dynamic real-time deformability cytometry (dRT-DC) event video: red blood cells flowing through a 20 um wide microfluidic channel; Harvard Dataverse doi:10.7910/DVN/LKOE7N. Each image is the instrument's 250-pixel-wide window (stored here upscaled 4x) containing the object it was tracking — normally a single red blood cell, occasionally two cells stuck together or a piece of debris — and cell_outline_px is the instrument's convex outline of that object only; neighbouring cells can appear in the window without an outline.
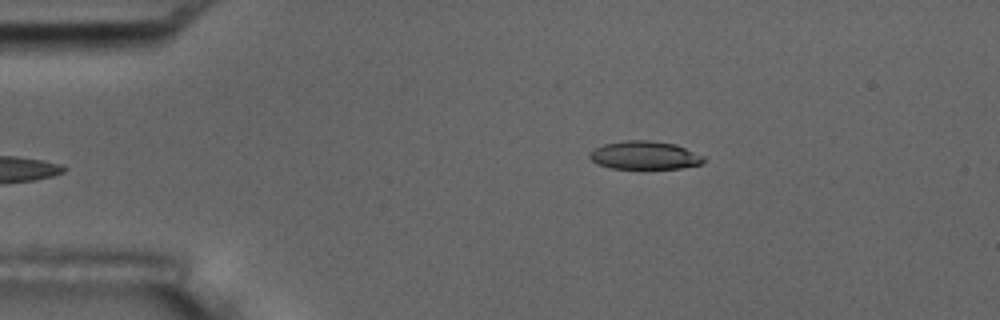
{"species": "common noctule bat (a hibernating species)", "species_latin": "Nyctalus noctula", "temperature_condition": "room temperature", "stored_images_in_passage": 6, "camera_frame_rate_fps": 3000, "um_per_image_px": 0.085, "animal": {"sex": "male", "body_mass_g": 17.5, "forearm_length_mm": 52.3}, "frame": {"image": 1, "passage_image": 6, "time_ms": 6.0, "image_size_px": [1000, 320], "cell_outline_px": [[704, 160], [700, 164], [680, 168], [612, 168], [596, 164], [588, 156], [588, 152], [604, 144], [628, 140], [648, 140], [676, 144], [704, 156]], "centroid_in_image_um": [54.77, 13.19], "position_along_channel_um": 30.2, "area_um2": 18.61}}